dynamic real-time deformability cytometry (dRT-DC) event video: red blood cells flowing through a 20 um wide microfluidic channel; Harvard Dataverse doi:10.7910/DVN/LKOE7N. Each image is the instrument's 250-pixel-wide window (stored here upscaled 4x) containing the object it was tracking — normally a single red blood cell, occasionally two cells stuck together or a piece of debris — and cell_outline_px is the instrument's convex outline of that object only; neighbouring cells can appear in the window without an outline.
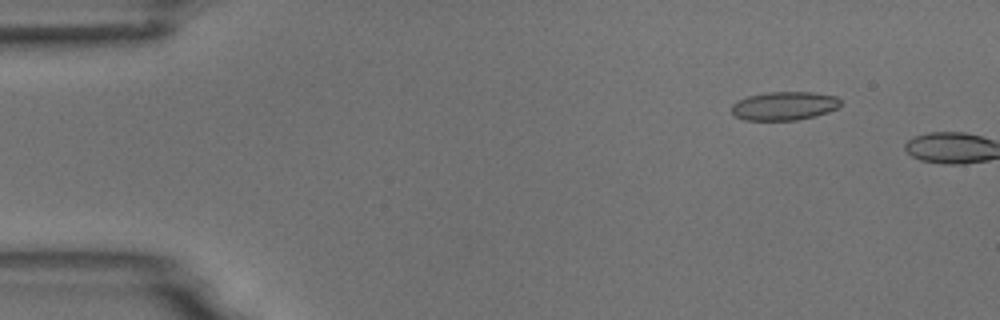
{"species": "common noctule bat (a hibernating species)", "species_latin": "Nyctalus noctula", "temperature_condition": "room temperature", "stored_images_in_passage": 2, "camera_frame_rate_fps": 3000, "um_per_image_px": 0.085, "animal": {"sex": "male", "body_mass_g": 18.8}, "frame": {"image": 1, "passage_image": 1, "time_ms": 0.0, "image_size_px": [1000, 320], "cell_outline_px": [[840, 104], [836, 108], [828, 112], [796, 120], [744, 120], [736, 116], [732, 112], [732, 104], [736, 100], [748, 96], [768, 92], [812, 92], [836, 96], [840, 100]], "centroid_in_image_um": [66.63, 8.99], "position_along_channel_um": 18.4, "area_um2": 18.03}}